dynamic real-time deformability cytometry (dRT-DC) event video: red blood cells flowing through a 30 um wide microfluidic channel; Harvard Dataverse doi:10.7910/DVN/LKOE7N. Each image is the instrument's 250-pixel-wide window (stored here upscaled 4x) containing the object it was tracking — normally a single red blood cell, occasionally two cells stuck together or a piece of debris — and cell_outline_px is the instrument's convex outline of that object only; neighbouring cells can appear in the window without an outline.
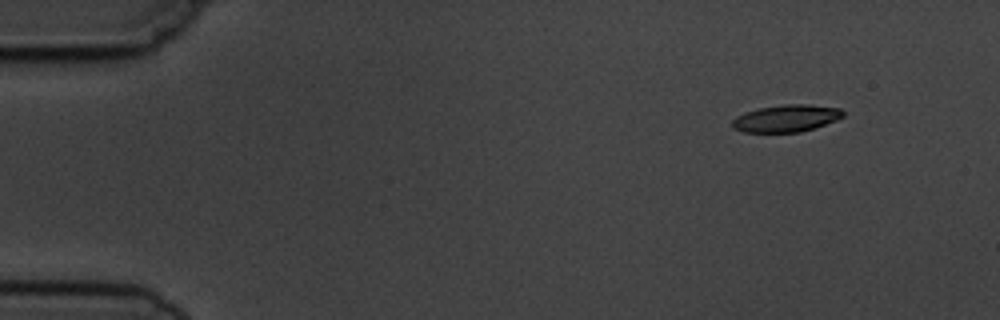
{"species": "common noctule bat (a hibernating species)", "species_latin": "Nyctalus noctula", "temperature_condition": "cold", "stored_images_in_passage": 5, "segment_of_instrument_passage": [1, 2], "camera_frame_rate_fps": 3000, "um_per_image_px": 0.085, "animal": {"sex": "male", "body_mass_g": 19.5, "forearm_length_mm": 54.6}, "frame": {"image": 1, "passage_image": 1, "time_ms": 0.0, "image_size_px": [1000, 320], "cell_outline_px": [[844, 116], [836, 120], [816, 128], [800, 132], [744, 132], [732, 128], [732, 120], [736, 116], [744, 112], [760, 108], [784, 104], [808, 104], [840, 108], [844, 112]], "centroid_in_image_um": [66.83, 10.06], "position_along_channel_um": 18.2, "area_um2": 17.63}}
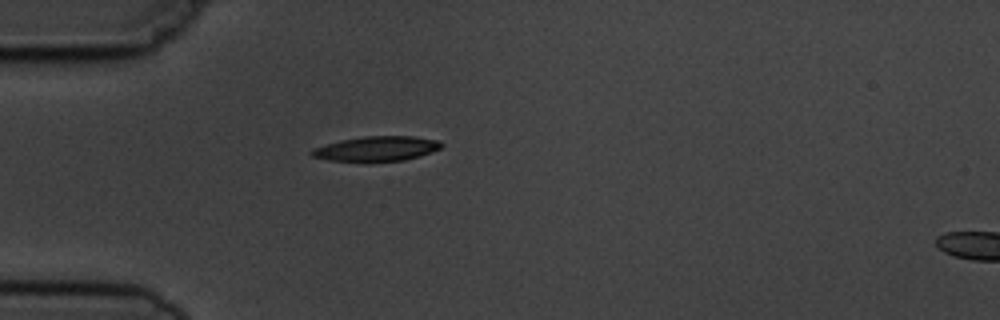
{"frame": {"image": 2, "passage_image": 4, "time_ms": 3.333, "image_size_px": [1000, 320], "cell_outline_px": [[444, 144], [440, 148], [432, 152], [420, 156], [404, 160], [328, 160], [312, 156], [308, 152], [312, 148], [340, 140], [364, 136], [412, 136], [440, 140]], "centroid_in_image_um": [32.03, 12.61], "position_along_channel_um": 53.0, "area_um2": 18.5}}